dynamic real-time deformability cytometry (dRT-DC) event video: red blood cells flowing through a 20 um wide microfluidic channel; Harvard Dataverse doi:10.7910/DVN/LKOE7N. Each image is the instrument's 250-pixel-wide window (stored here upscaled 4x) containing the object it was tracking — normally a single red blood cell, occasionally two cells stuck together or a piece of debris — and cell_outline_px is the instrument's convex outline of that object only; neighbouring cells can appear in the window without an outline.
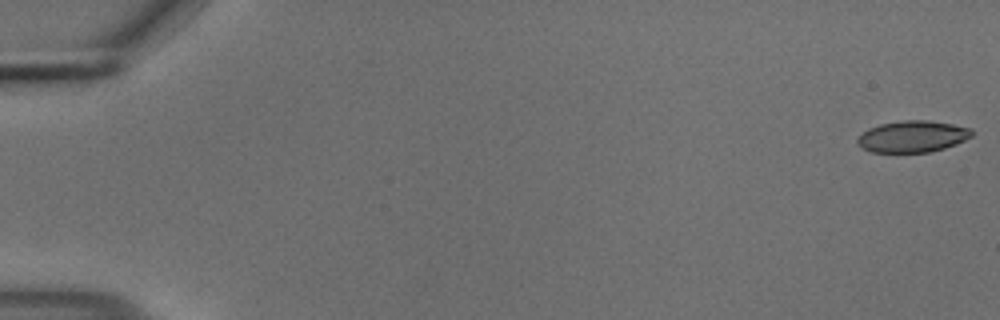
{"species": "common noctule bat (a hibernating species)", "species_latin": "Nyctalus noctula", "temperature_condition": "cold", "stored_images_in_passage": 55, "camera_frame_rate_fps": 3000, "um_per_image_px": 0.085, "animal": {"sex": "male", "body_mass_g": 18.8}, "frame": {"image": 1, "passage_image": 1, "time_ms": 0.0, "image_size_px": [1000, 320], "cell_outline_px": [[972, 136], [956, 144], [944, 148], [928, 152], [872, 152], [864, 148], [856, 140], [868, 128], [880, 124], [904, 120], [928, 120], [952, 124], [972, 128]], "centroid_in_image_um": [77.59, 11.59], "position_along_channel_um": 7.4, "area_um2": 20.81}}
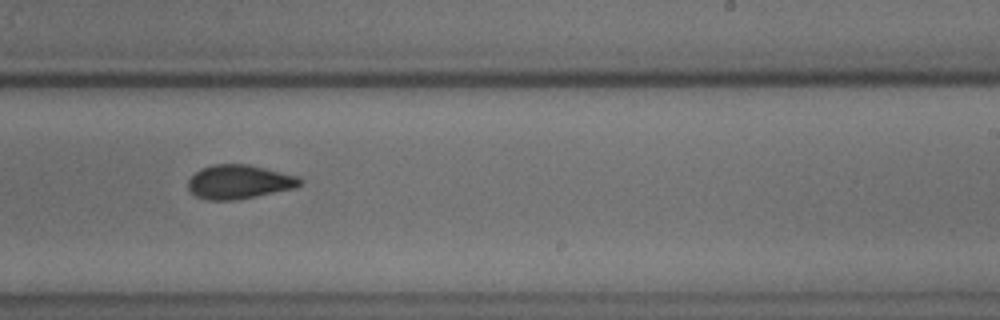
{"frame": {"image": 2, "passage_image": 35, "time_ms": 11.333, "image_size_px": [1000, 320], "cell_outline_px": [[304, 180], [296, 188], [236, 200], [208, 200], [196, 196], [188, 188], [188, 180], [200, 168], [212, 164], [248, 164], [300, 176]], "centroid_in_image_um": [20.35, 15.45], "position_along_channel_um": 268.6, "area_um2": 22.31}}
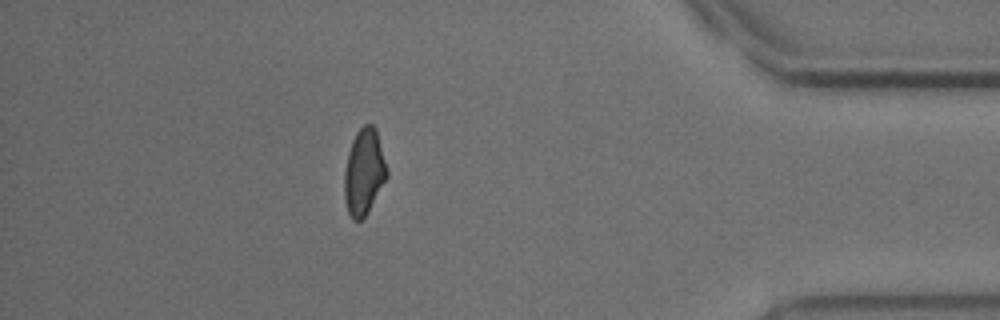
{"frame": {"image": 3, "passage_image": 49, "time_ms": 16.0, "image_size_px": [1000, 320], "cell_outline_px": [[388, 176], [368, 212], [360, 220], [352, 220], [348, 212], [344, 196], [344, 172], [348, 152], [352, 140], [356, 132], [364, 124], [372, 124], [376, 128], [388, 168]], "centroid_in_image_um": [30.95, 14.6], "position_along_channel_um": 404.3, "area_um2": 21.5}, "authors_computed_cell_mechanics": {"area_um2": 22.1374, "velocity_mm_per_s": 3.6985, "shape_relaxation_time_tau1_ms": null, "shape_relaxation_time_tau2_ms": 2.2208, "deformation_change_tau1": null, "deformation_change_tau2": 0.0749}}